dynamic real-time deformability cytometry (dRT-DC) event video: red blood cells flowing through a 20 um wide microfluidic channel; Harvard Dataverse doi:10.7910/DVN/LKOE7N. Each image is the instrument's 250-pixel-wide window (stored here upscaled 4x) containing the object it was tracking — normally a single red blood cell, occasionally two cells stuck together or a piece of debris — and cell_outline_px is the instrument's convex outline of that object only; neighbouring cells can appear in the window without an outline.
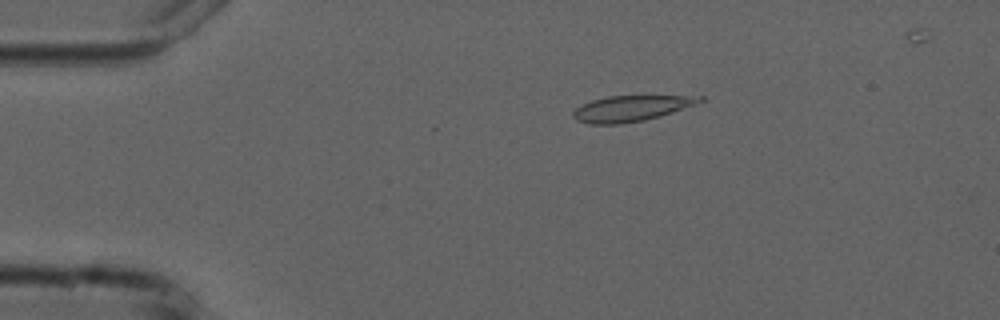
{"species": "common noctule bat (a hibernating species)", "species_latin": "Nyctalus noctula", "temperature_condition": "cold", "stored_images_in_passage": 4, "camera_frame_rate_fps": 3000, "um_per_image_px": 0.085, "animal": {"sex": "male", "forearm_length_mm": 52.5}, "frame": {"image": 1, "passage_image": 1, "time_ms": 0.0, "image_size_px": [1000, 320], "cell_outline_px": [[704, 100], [672, 112], [660, 116], [644, 120], [620, 124], [588, 124], [576, 120], [572, 116], [572, 112], [576, 108], [592, 100], [608, 96], [704, 96]], "centroid_in_image_um": [53.59, 9.22], "position_along_channel_um": 31.4, "area_um2": 18.73}}
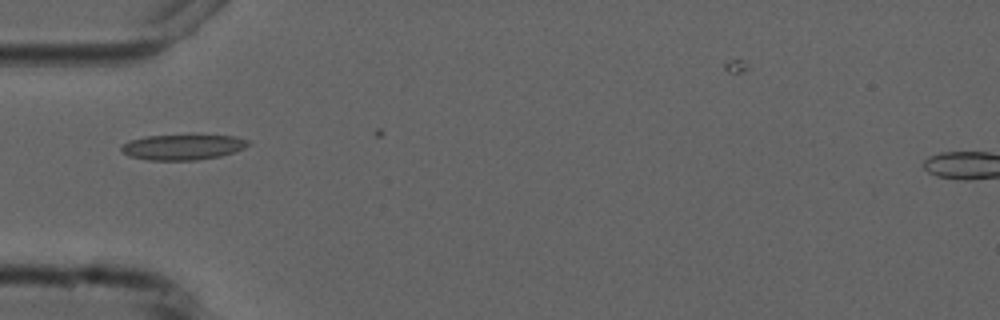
{"frame": {"image": 2, "passage_image": 3, "time_ms": 2.333, "image_size_px": [1000, 320], "cell_outline_px": [[252, 144], [244, 148], [220, 156], [196, 160], [148, 160], [128, 156], [120, 148], [128, 140], [144, 136], [196, 132], [236, 136], [252, 140]], "centroid_in_image_um": [15.61, 12.43], "position_along_channel_um": 69.4, "area_um2": 20.0}}